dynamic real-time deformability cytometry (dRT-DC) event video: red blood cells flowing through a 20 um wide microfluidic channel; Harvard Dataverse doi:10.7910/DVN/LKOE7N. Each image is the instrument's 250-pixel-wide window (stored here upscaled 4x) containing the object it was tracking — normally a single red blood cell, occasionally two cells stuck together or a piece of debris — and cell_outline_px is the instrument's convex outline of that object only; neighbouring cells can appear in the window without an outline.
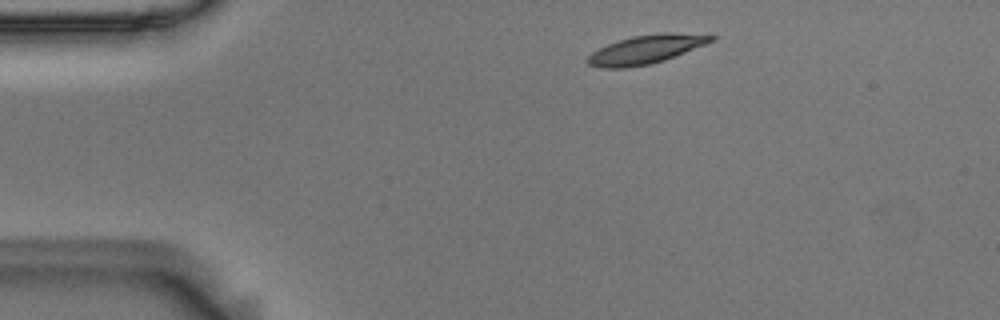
{"species": "Egyptian fruit bat (a non-hibernating species)", "species_latin": "Rousettus aegyptiacus", "temperature_condition": "room temperature", "stored_images_in_passage": 4, "camera_frame_rate_fps": 3000, "um_per_image_px": 0.085, "animal": {"sex": "male"}, "frame": {"image": 1, "passage_image": 1, "time_ms": 0.0, "image_size_px": [1000, 320], "cell_outline_px": [[716, 40], [664, 60], [648, 64], [624, 68], [600, 68], [588, 64], [584, 60], [592, 52], [608, 44], [632, 36], [660, 32], [672, 32], [716, 36]], "centroid_in_image_um": [54.89, 4.19], "position_along_channel_um": 30.1, "area_um2": 20.52}}
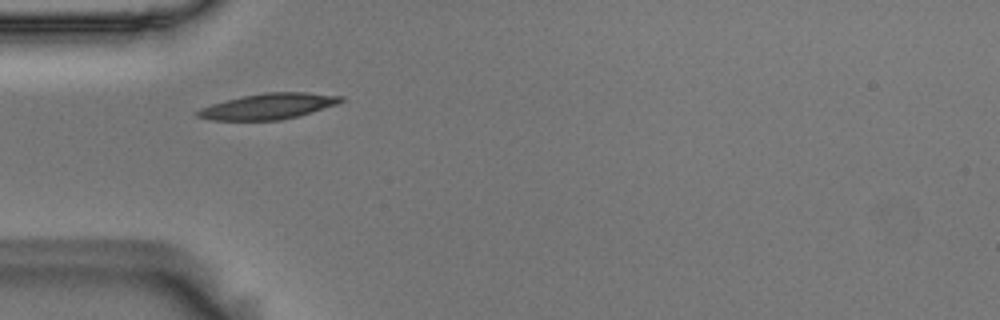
{"frame": {"image": 2, "passage_image": 3, "time_ms": 0.667, "image_size_px": [1000, 320], "cell_outline_px": [[344, 100], [336, 104], [312, 112], [280, 120], [208, 120], [196, 116], [196, 112], [200, 108], [224, 100], [264, 92], [304, 92], [344, 96]], "centroid_in_image_um": [22.79, 9.03], "position_along_channel_um": 62.2, "area_um2": 21.39}}
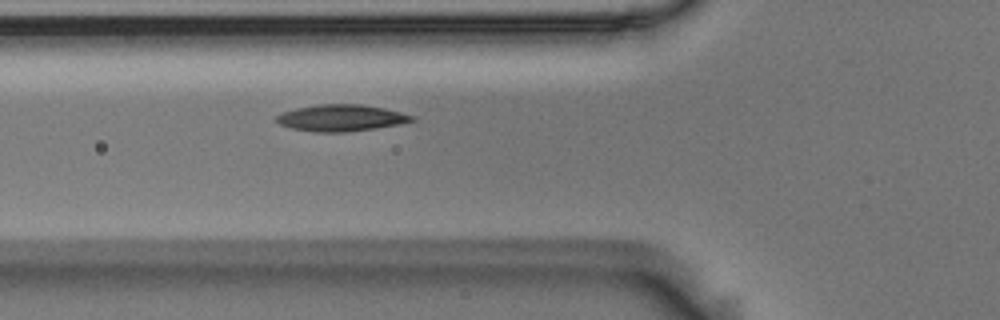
{"frame": {"image": 3, "passage_image": 4, "time_ms": 1.0, "image_size_px": [1000, 320], "cell_outline_px": [[416, 120], [400, 124], [376, 128], [348, 132], [312, 132], [292, 128], [280, 124], [272, 120], [276, 116], [284, 112], [296, 108], [320, 104], [360, 104], [384, 108], [416, 116]], "centroid_in_image_um": [29.0, 10.03], "position_along_channel_um": 96.8, "area_um2": 21.1}}